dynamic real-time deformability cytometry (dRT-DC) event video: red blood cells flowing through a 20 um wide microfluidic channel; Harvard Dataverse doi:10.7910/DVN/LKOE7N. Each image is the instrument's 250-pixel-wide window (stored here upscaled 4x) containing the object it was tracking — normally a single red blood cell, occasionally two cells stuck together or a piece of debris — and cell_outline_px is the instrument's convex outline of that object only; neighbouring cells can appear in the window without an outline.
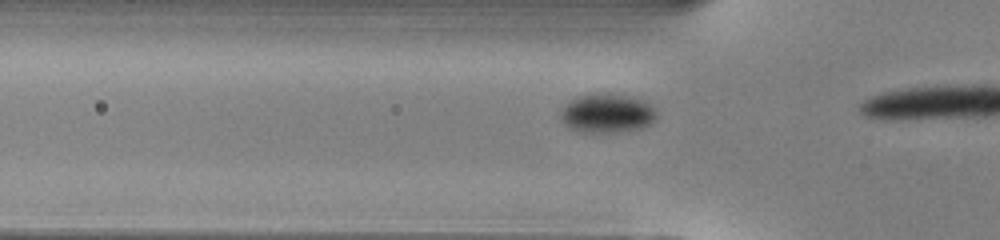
{"species": "common noctule bat (a hibernating species)", "species_latin": "Nyctalus noctula", "temperature_condition": "warm", "stored_images_in_passage": 14, "camera_frame_rate_fps": 3000, "um_per_image_px": 0.085, "animal": {"sex": "male", "body_mass_g": 13.0, "forearm_length_mm": 53.1}, "frame": {"image": 1, "passage_image": 12, "time_ms": 3.667, "image_size_px": [1000, 240], "cell_outline_px": [[656, 120], [652, 124], [628, 132], [580, 132], [564, 124], [560, 116], [560, 108], [564, 104], [576, 96], [592, 92], [608, 92], [632, 96], [648, 104], [656, 112]], "centroid_in_image_um": [51.57, 9.61], "position_along_channel_um": 74.2, "area_um2": 22.43}}